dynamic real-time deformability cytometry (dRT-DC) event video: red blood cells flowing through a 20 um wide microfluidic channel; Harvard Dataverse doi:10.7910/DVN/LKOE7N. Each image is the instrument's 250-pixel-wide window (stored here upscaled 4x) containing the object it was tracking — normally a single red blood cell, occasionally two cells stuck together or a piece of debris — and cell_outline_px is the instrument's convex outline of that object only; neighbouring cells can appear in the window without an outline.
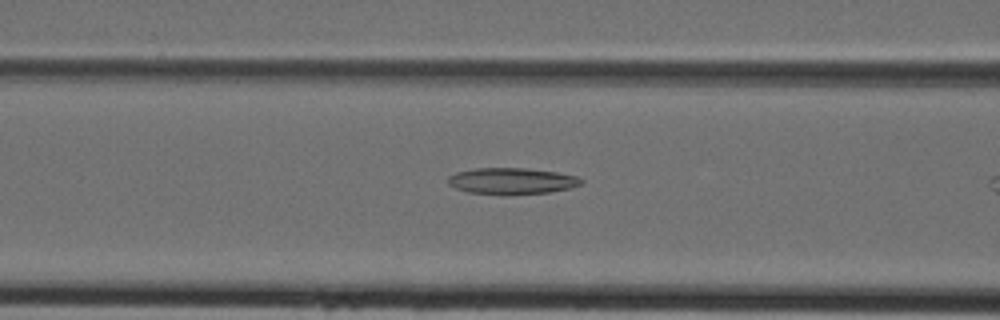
{"species": "Egyptian fruit bat (a non-hibernating species)", "species_latin": "Rousettus aegyptiacus", "temperature_condition": "cold", "stored_images_in_passage": 7, "camera_frame_rate_fps": 3000, "um_per_image_px": 0.085, "animal": {"sex": "female"}, "frame": {"image": 1, "passage_image": 6, "time_ms": 1.667, "image_size_px": [1000, 320], "cell_outline_px": [[584, 180], [580, 184], [568, 188], [548, 192], [468, 192], [456, 188], [448, 184], [448, 176], [456, 172], [476, 168], [524, 168], [556, 172], [576, 176]], "centroid_in_image_um": [43.48, 15.34], "position_along_channel_um": 123.1, "area_um2": 19.42}}